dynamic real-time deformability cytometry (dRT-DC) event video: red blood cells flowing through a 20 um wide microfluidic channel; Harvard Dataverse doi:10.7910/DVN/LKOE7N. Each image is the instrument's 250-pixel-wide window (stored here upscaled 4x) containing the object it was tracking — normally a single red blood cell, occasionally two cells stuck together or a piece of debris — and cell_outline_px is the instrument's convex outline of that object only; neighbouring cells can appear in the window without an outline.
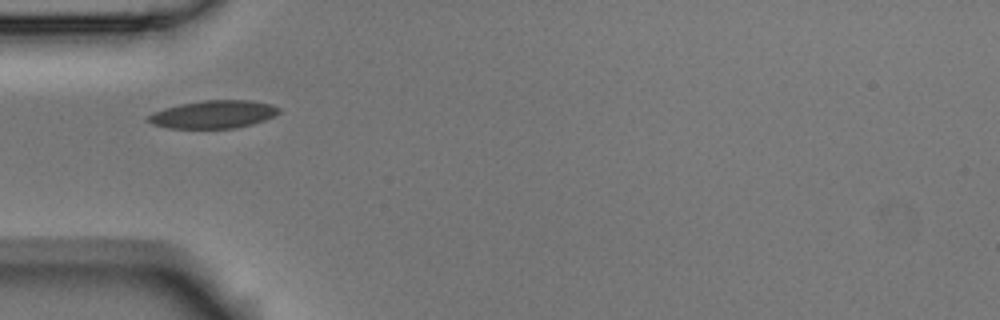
{"species": "Egyptian fruit bat (a non-hibernating species)", "species_latin": "Rousettus aegyptiacus", "temperature_condition": "room temperature", "stored_images_in_passage": 8, "camera_frame_rate_fps": 3000, "um_per_image_px": 0.085, "animal": {"sex": "male"}, "frame": {"image": 1, "passage_image": 6, "time_ms": 1.667, "image_size_px": [1000, 320], "cell_outline_px": [[280, 112], [264, 120], [252, 124], [232, 128], [168, 128], [152, 124], [148, 120], [148, 116], [152, 112], [164, 108], [180, 104], [204, 100], [252, 100], [272, 104], [280, 108]], "centroid_in_image_um": [18.14, 9.71], "position_along_channel_um": 66.9, "area_um2": 21.15}}
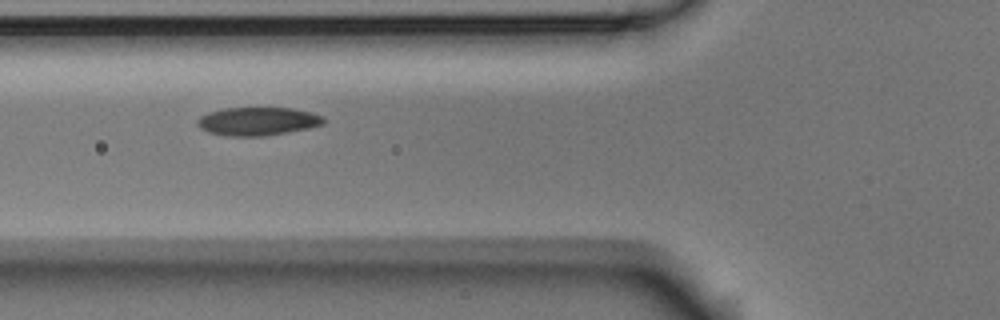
{"frame": {"image": 2, "passage_image": 7, "time_ms": 2.0, "image_size_px": [1000, 320], "cell_outline_px": [[328, 120], [324, 124], [308, 128], [288, 132], [264, 136], [228, 136], [208, 132], [200, 128], [196, 124], [196, 120], [200, 116], [208, 112], [224, 108], [292, 108], [324, 116]], "centroid_in_image_um": [21.9, 10.31], "position_along_channel_um": 103.9, "area_um2": 20.92}}
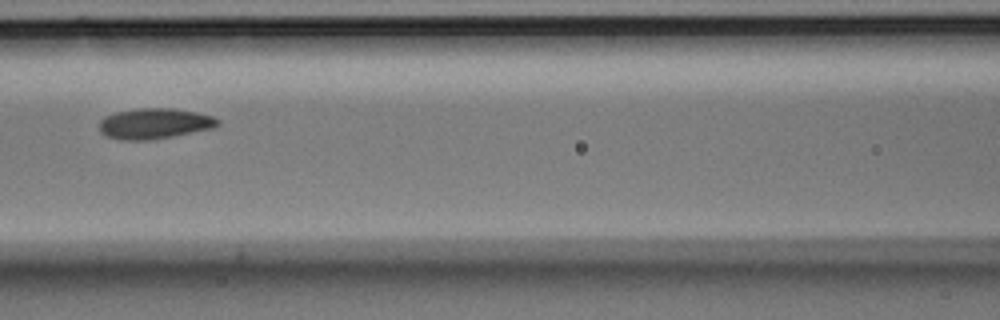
{"frame": {"image": 3, "passage_image": 8, "time_ms": 2.333, "image_size_px": [1000, 320], "cell_outline_px": [[220, 124], [216, 128], [172, 136], [148, 140], [120, 140], [108, 136], [100, 132], [100, 120], [104, 116], [116, 112], [140, 108], [172, 108], [196, 112], [212, 116], [220, 120]], "centroid_in_image_um": [13.16, 10.5], "position_along_channel_um": 153.4, "area_um2": 21.15}}